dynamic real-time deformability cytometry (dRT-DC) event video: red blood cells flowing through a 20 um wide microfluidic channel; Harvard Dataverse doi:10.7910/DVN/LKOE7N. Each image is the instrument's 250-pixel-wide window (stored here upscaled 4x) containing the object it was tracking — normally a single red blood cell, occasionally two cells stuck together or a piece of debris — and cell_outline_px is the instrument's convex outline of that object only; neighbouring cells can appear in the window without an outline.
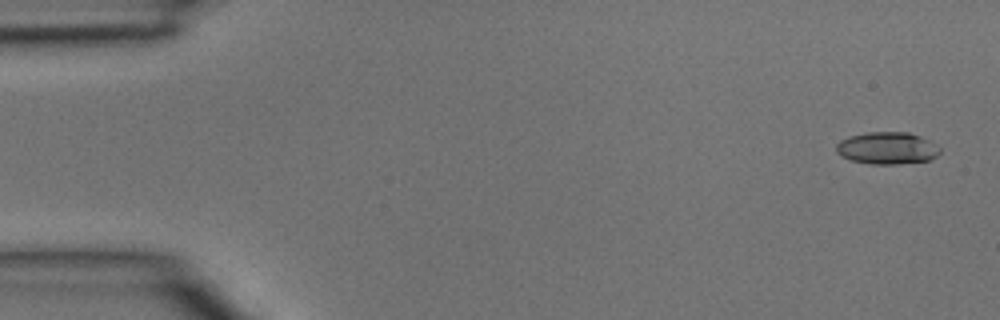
{"species": "common noctule bat (a hibernating species)", "species_latin": "Nyctalus noctula", "temperature_condition": "room temperature", "stored_images_in_passage": 3, "camera_frame_rate_fps": 3000, "um_per_image_px": 0.085, "animal": {"sex": "male", "body_mass_g": 15.6}, "frame": {"image": 1, "passage_image": 1, "time_ms": 0.0, "image_size_px": [1000, 320], "cell_outline_px": [[940, 152], [936, 156], [928, 160], [896, 164], [872, 164], [852, 160], [836, 152], [836, 144], [840, 140], [848, 136], [868, 132], [908, 132], [920, 136], [936, 144], [940, 148]], "centroid_in_image_um": [75.41, 12.58], "position_along_channel_um": 9.6, "area_um2": 19.31}}
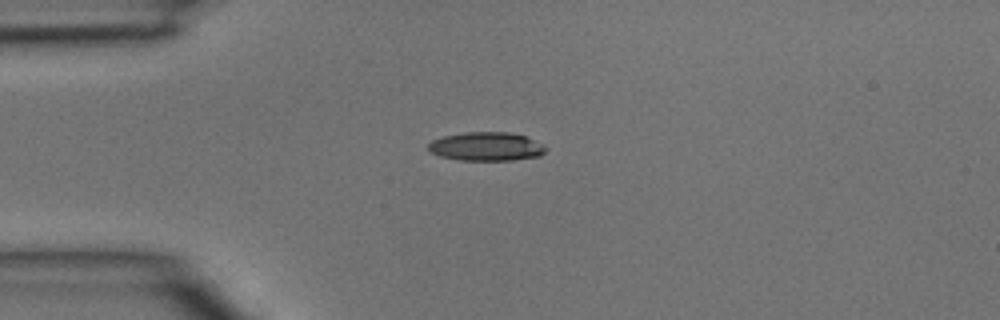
{"frame": {"image": 2, "passage_image": 3, "time_ms": 0.667, "image_size_px": [1000, 320], "cell_outline_px": [[544, 152], [540, 156], [512, 160], [460, 160], [440, 156], [432, 152], [428, 148], [428, 144], [432, 140], [444, 136], [464, 132], [508, 132], [524, 136], [544, 144]], "centroid_in_image_um": [41.33, 12.45], "position_along_channel_um": 43.7, "area_um2": 19.48}}